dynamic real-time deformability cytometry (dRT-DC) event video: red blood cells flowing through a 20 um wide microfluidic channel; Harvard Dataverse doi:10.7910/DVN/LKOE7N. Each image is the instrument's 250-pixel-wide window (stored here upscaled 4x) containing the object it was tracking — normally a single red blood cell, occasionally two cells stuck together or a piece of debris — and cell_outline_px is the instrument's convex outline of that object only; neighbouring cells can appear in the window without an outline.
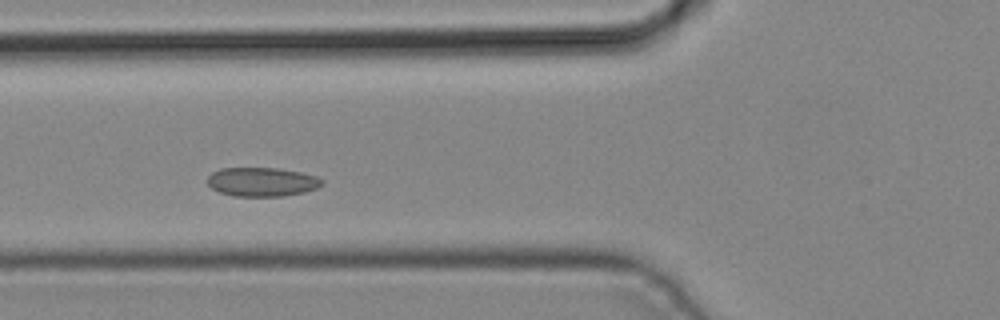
{"species": "common noctule bat (a hibernating species)", "species_latin": "Nyctalus noctula", "temperature_condition": "cold", "stored_images_in_passage": 3, "camera_frame_rate_fps": 3000, "um_per_image_px": 0.085, "animal": {"sex": "male", "body_mass_g": 19.2, "forearm_length_mm": 51.8}, "frame": {"image": 1, "passage_image": 3, "time_ms": 0.667, "image_size_px": [1000, 320], "cell_outline_px": [[324, 184], [316, 188], [304, 192], [284, 196], [232, 196], [220, 192], [212, 188], [208, 184], [208, 176], [212, 172], [220, 168], [276, 168], [300, 172], [316, 176], [324, 180]], "centroid_in_image_um": [22.27, 15.46], "position_along_channel_um": 103.5, "area_um2": 19.36}}